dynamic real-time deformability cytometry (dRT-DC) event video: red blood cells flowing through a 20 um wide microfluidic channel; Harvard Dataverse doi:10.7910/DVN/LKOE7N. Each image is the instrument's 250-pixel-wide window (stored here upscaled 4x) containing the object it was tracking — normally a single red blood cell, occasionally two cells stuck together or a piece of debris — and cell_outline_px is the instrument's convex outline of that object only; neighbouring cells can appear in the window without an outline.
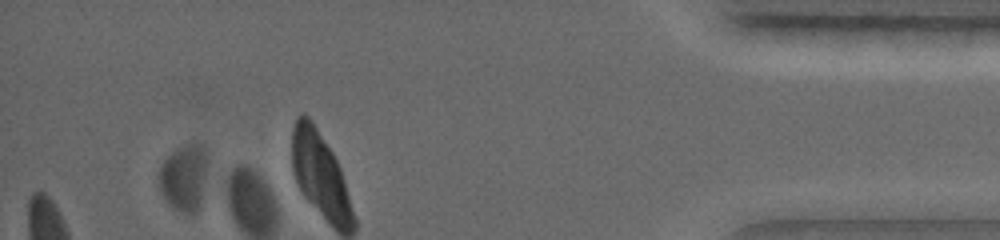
{"species": "common noctule bat (a hibernating species)", "species_latin": "Nyctalus noctula", "temperature_condition": "warm", "stored_images_in_passage": 38, "camera_frame_rate_fps": 5000, "um_per_image_px": 0.085, "animal": {"sex": "female", "body_mass_g": 19.0, "forearm_length_mm": 56.7}, "frame": {"image": 1, "passage_image": 38, "time_ms": 8.2, "image_size_px": [1000, 240], "cell_outline_px": [[208, 160], [200, 204], [196, 212], [188, 212], [176, 208], [164, 196], [160, 188], [160, 168], [164, 160], [180, 144], [188, 140], [196, 140], [204, 144]], "centroid_in_image_um": [15.7, 14.92], "position_along_channel_um": 419.5, "area_um2": 18.84}}